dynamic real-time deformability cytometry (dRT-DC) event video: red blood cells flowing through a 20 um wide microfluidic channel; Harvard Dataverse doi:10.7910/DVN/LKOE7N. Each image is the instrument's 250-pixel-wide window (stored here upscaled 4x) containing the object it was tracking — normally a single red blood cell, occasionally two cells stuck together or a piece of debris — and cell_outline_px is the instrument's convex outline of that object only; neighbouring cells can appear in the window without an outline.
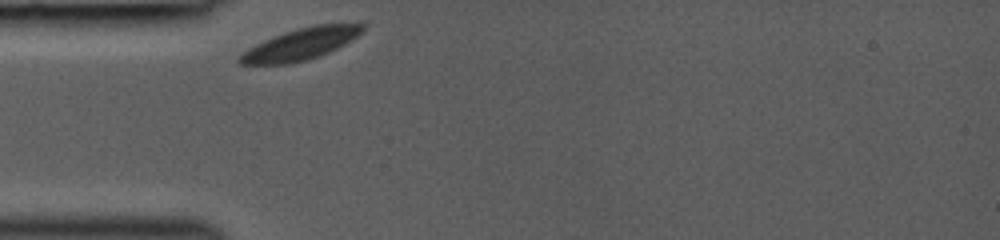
{"species": "common noctule bat (a hibernating species)", "species_latin": "Nyctalus noctula", "temperature_condition": "room temperature", "stored_images_in_passage": 27, "camera_frame_rate_fps": 3000, "um_per_image_px": 0.085, "animal": {"sex": "female", "body_mass_g": 19.0, "forearm_length_mm": 53.3}, "frame": {"image": 1, "passage_image": 1, "time_ms": 0.0, "image_size_px": [1000, 240], "cell_outline_px": [[364, 28], [356, 36], [344, 44], [328, 52], [304, 60], [288, 64], [240, 64], [236, 60], [248, 48], [264, 40], [284, 32], [296, 28], [312, 24], [364, 24]], "centroid_in_image_um": [25.51, 3.74], "position_along_channel_um": 59.5, "area_um2": 22.14}}
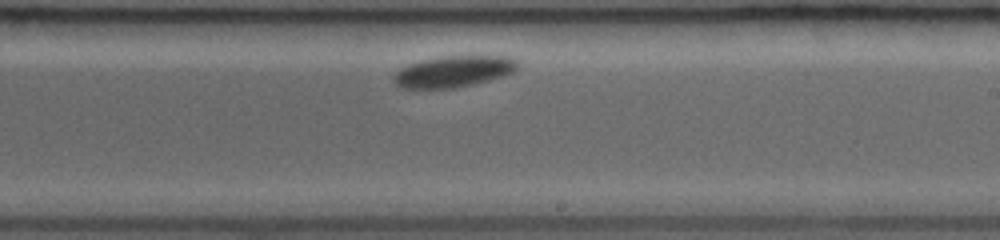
{"frame": {"image": 2, "passage_image": 16, "time_ms": 5.0, "image_size_px": [1000, 240], "cell_outline_px": [[520, 68], [504, 76], [456, 88], [400, 88], [392, 80], [396, 72], [400, 68], [408, 64], [440, 56], [516, 56], [520, 64]], "centroid_in_image_um": [38.61, 6.06], "position_along_channel_um": 250.4, "area_um2": 22.83}}
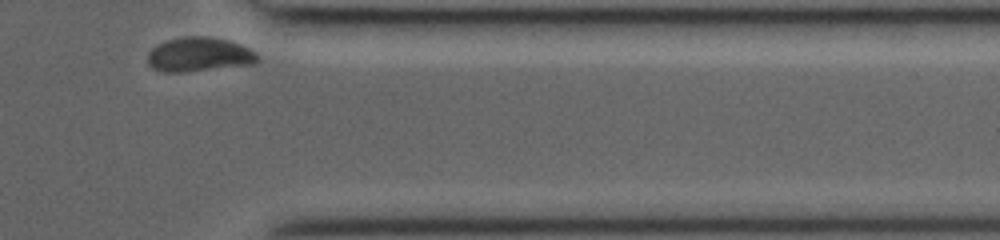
{"frame": {"image": 3, "passage_image": 27, "time_ms": 8.667, "image_size_px": [1000, 240], "cell_outline_px": [[260, 60], [252, 64], [184, 72], [164, 72], [152, 68], [148, 64], [148, 52], [156, 44], [168, 40], [184, 36], [208, 36], [228, 40], [240, 44], [256, 52]], "centroid_in_image_um": [16.91, 4.63], "position_along_channel_um": 394.5, "area_um2": 22.02}}